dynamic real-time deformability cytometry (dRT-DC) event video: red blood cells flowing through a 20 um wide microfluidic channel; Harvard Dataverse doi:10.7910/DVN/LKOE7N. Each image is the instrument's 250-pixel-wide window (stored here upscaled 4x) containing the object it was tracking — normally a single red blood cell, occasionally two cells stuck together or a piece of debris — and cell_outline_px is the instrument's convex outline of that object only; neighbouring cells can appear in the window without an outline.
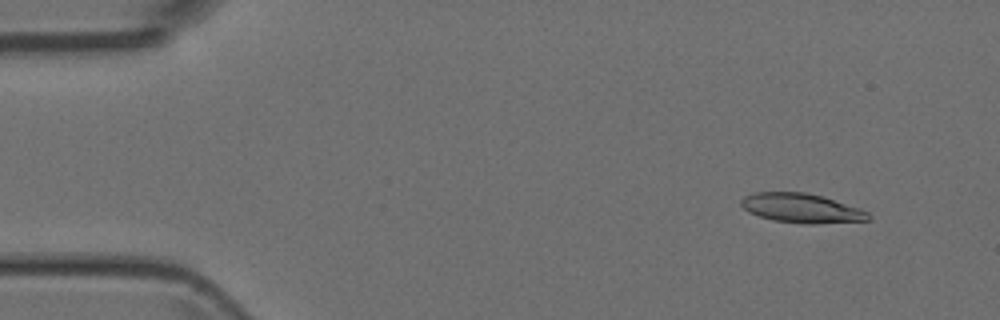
{"species": "Egyptian fruit bat (a non-hibernating species)", "species_latin": "Rousettus aegyptiacus", "temperature_condition": "room temperature", "stored_images_in_passage": 3, "camera_frame_rate_fps": 3000, "um_per_image_px": 0.085, "animal": {"sex": "female"}, "frame": {"image": 1, "passage_image": 1, "time_ms": 0.0, "image_size_px": [1000, 320], "cell_outline_px": [[872, 220], [816, 224], [800, 224], [772, 220], [748, 212], [740, 204], [740, 200], [744, 196], [752, 192], [804, 192], [824, 196], [860, 208], [868, 212], [872, 216]], "centroid_in_image_um": [68.15, 17.7], "position_along_channel_um": 16.8, "area_um2": 22.14}}
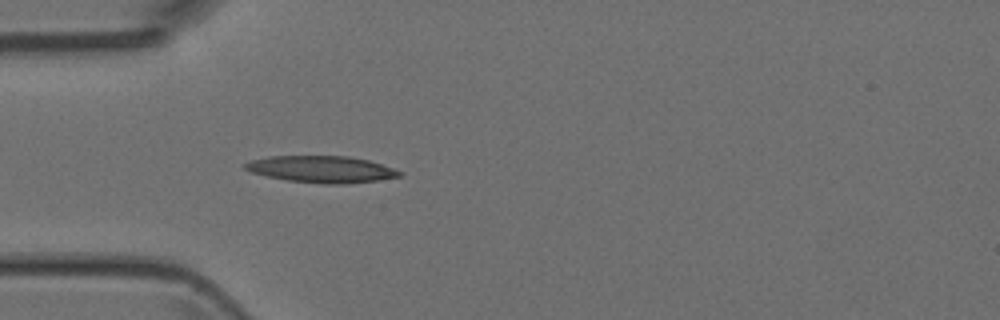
{"frame": {"image": 2, "passage_image": 3, "time_ms": 3.333, "image_size_px": [1000, 320], "cell_outline_px": [[404, 172], [400, 176], [376, 180], [344, 184], [324, 184], [288, 180], [268, 176], [252, 172], [244, 168], [244, 164], [252, 160], [268, 156], [348, 156], [368, 160]], "centroid_in_image_um": [27.33, 14.38], "position_along_channel_um": 57.7, "area_um2": 23.76}}